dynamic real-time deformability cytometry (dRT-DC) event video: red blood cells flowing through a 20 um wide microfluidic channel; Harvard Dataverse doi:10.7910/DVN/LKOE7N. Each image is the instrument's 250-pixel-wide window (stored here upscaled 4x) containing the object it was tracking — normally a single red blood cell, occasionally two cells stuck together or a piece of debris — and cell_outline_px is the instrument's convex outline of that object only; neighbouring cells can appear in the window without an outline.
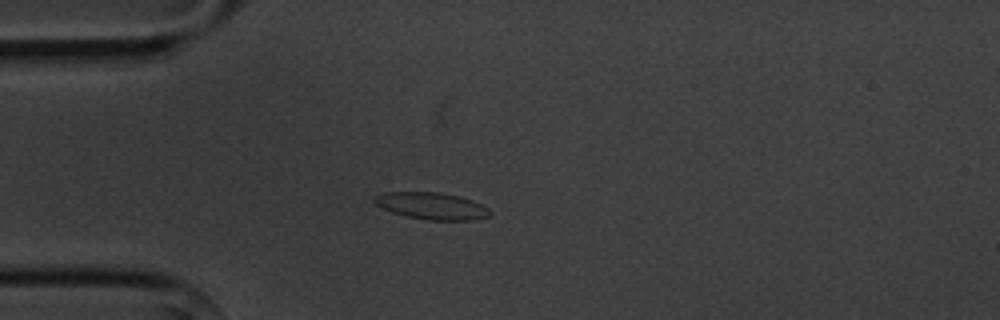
{"species": "common noctule bat (a hibernating species)", "species_latin": "Nyctalus noctula", "temperature_condition": "cold", "stored_images_in_passage": 5, "camera_frame_rate_fps": 3000, "um_per_image_px": 0.085, "animal": {"sex": "male", "body_mass_g": 20.1, "forearm_length_mm": 53.5}, "frame": {"image": 1, "passage_image": 4, "time_ms": 3.667, "image_size_px": [1000, 320], "cell_outline_px": [[492, 212], [488, 216], [476, 220], [428, 220], [404, 216], [392, 212], [376, 204], [372, 200], [372, 196], [384, 192], [440, 192], [460, 196], [472, 200], [488, 208]], "centroid_in_image_um": [36.68, 17.5], "position_along_channel_um": 48.3, "area_um2": 18.26}}